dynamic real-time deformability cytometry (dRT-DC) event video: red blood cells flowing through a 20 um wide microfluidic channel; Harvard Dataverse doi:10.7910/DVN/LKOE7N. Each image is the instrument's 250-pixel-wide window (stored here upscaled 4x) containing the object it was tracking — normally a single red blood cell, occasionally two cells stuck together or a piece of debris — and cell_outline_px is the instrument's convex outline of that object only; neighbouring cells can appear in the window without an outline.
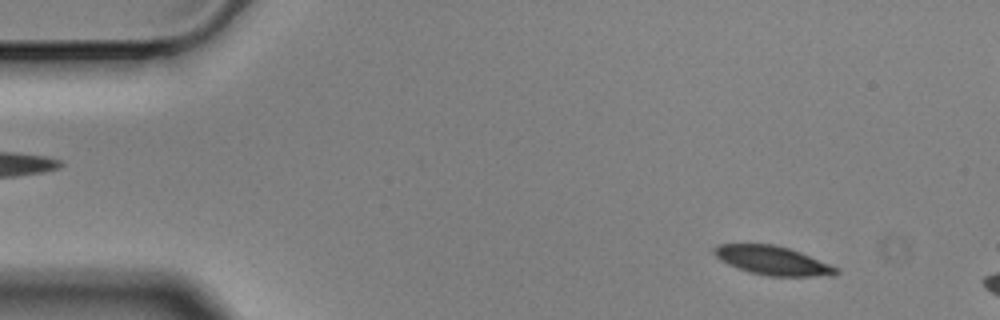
{"species": "Egyptian fruit bat (a non-hibernating species)", "species_latin": "Rousettus aegyptiacus", "temperature_condition": "cold", "stored_images_in_passage": 11, "camera_frame_rate_fps": 3000, "um_per_image_px": 0.085, "animal": {"sex": "male"}, "frame": {"image": 1, "passage_image": 4, "time_ms": 1.0, "image_size_px": [1000, 320], "cell_outline_px": [[840, 272], [812, 276], [768, 276], [748, 272], [736, 268], [720, 260], [712, 252], [712, 248], [720, 244], [772, 244], [788, 248], [800, 252], [828, 264], [836, 268]], "centroid_in_image_um": [65.55, 22.13], "position_along_channel_um": 19.4, "area_um2": 20.11}}